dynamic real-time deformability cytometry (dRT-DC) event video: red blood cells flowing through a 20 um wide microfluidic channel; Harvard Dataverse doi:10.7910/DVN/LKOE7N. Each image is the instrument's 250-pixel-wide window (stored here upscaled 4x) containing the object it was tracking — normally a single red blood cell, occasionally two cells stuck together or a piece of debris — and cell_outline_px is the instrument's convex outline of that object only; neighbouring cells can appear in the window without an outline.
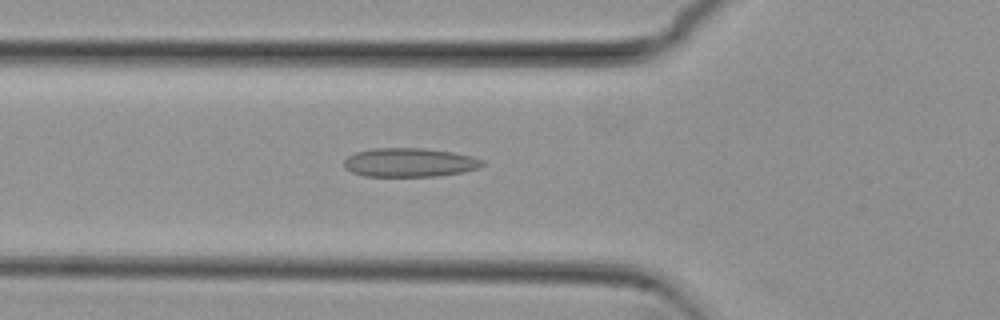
{"species": "common noctule bat (a hibernating species)", "species_latin": "Nyctalus noctula", "temperature_condition": "cold", "stored_images_in_passage": 42, "camera_frame_rate_fps": 3000, "um_per_image_px": 0.085, "animal": {"sex": "female", "body_mass_g": 29.2, "forearm_length_mm": 56.3}, "frame": {"image": 1, "passage_image": 13, "time_ms": 4.0, "image_size_px": [1000, 320], "cell_outline_px": [[484, 164], [476, 168], [464, 172], [436, 176], [364, 176], [352, 172], [344, 164], [344, 160], [348, 156], [356, 152], [372, 148], [424, 148], [452, 152], [472, 156], [484, 160]], "centroid_in_image_um": [34.82, 13.8], "position_along_channel_um": 91.0, "area_um2": 23.18}}
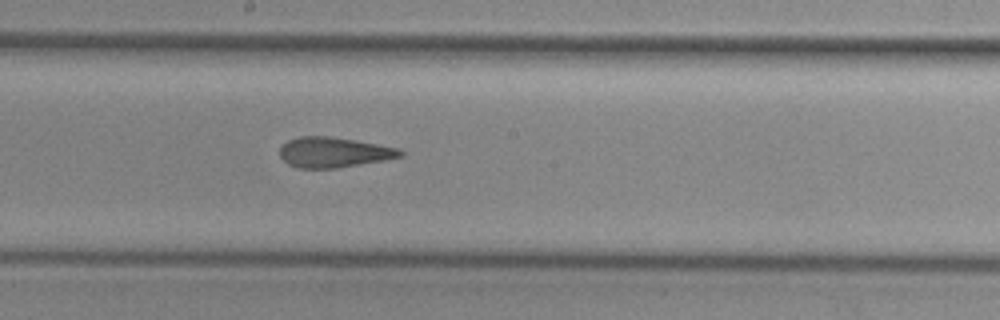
{"frame": {"image": 2, "passage_image": 23, "time_ms": 7.333, "image_size_px": [1000, 320], "cell_outline_px": [[404, 156], [384, 160], [336, 168], [296, 168], [288, 164], [280, 156], [280, 148], [288, 140], [300, 136], [332, 136], [356, 140], [400, 148], [404, 152]], "centroid_in_image_um": [28.39, 12.94], "position_along_channel_um": 219.8, "area_um2": 21.33}}
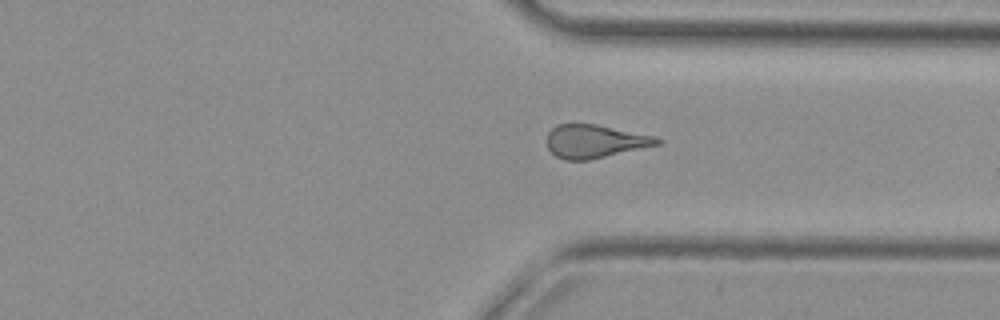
{"frame": {"image": 3, "passage_image": 34, "time_ms": 11.0, "image_size_px": [1000, 320], "cell_outline_px": [[664, 140], [660, 144], [588, 160], [564, 160], [556, 156], [548, 148], [548, 132], [556, 124], [596, 124], [656, 136]], "centroid_in_image_um": [50.58, 12.0], "position_along_channel_um": 360.8, "area_um2": 21.27}, "authors_computed_cell_mechanics": {"area_um2": 21.964, "velocity_mm_per_s": 3.8483, "shape_relaxation_time_tau1_ms": null, "shape_relaxation_time_tau2_ms": 2.7378, "deformation_change_tau1": null, "deformation_change_tau2": 0.1192}}